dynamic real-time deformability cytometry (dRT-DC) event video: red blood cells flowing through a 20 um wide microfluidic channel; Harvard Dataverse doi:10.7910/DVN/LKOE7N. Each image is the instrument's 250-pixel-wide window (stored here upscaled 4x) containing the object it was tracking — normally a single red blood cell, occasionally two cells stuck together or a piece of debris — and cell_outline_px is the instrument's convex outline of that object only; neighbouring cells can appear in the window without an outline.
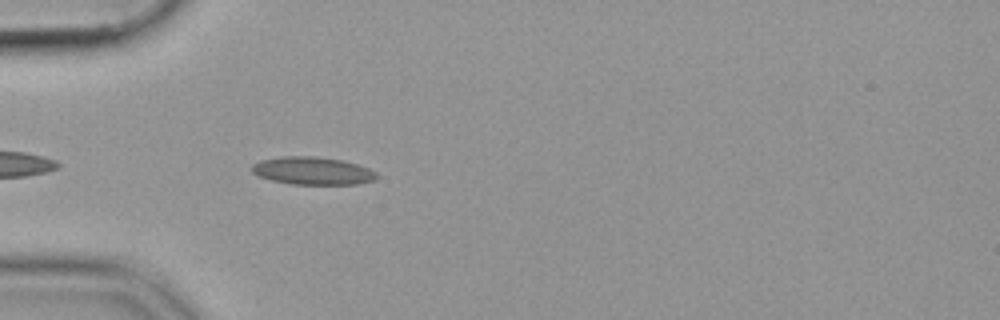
{"species": "common noctule bat (a hibernating species)", "species_latin": "Nyctalus noctula", "temperature_condition": "cold", "stored_images_in_passage": 41, "camera_frame_rate_fps": 3000, "um_per_image_px": 0.085, "animal": {"sex": "female", "body_mass_g": 19.9}, "frame": {"image": 1, "passage_image": 4, "time_ms": 1.0, "image_size_px": [1000, 320], "cell_outline_px": [[380, 176], [376, 180], [356, 184], [292, 184], [272, 180], [256, 176], [248, 168], [252, 164], [260, 160], [280, 156], [316, 156], [344, 160], [368, 168], [376, 172]], "centroid_in_image_um": [26.54, 14.51], "position_along_channel_um": 58.5, "area_um2": 20.52}}
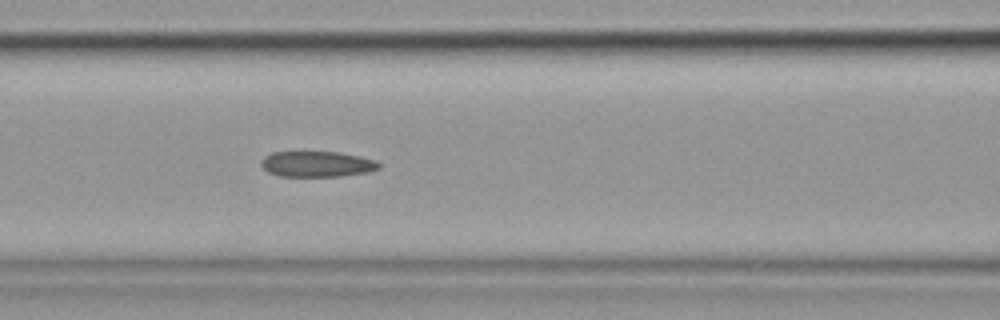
{"frame": {"image": 2, "passage_image": 11, "time_ms": 3.333, "image_size_px": [1000, 320], "cell_outline_px": [[380, 168], [368, 172], [340, 176], [276, 176], [268, 172], [260, 164], [264, 156], [272, 152], [340, 152], [360, 156], [376, 160], [380, 164]], "centroid_in_image_um": [26.95, 13.94], "position_along_channel_um": 139.7, "area_um2": 17.69}}
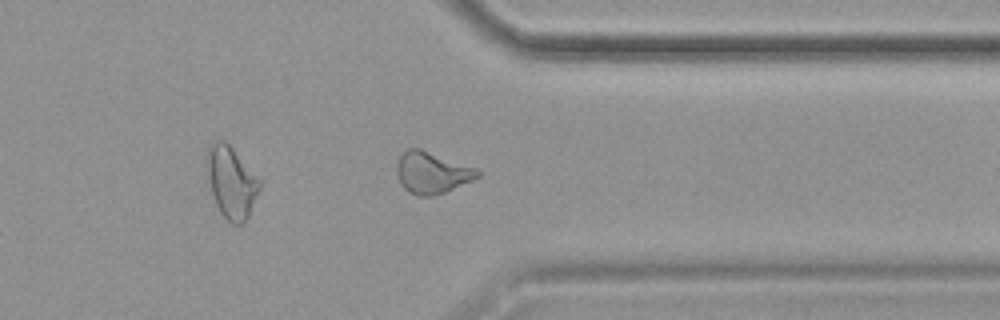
{"frame": {"image": 3, "passage_image": 30, "time_ms": 9.667, "image_size_px": [1000, 320], "cell_outline_px": [[480, 176], [472, 180], [444, 192], [432, 196], [416, 196], [408, 192], [400, 184], [396, 172], [396, 160], [408, 148], [420, 148], [476, 168], [480, 172]], "centroid_in_image_um": [36.67, 14.68], "position_along_channel_um": 374.7, "area_um2": 19.59}}